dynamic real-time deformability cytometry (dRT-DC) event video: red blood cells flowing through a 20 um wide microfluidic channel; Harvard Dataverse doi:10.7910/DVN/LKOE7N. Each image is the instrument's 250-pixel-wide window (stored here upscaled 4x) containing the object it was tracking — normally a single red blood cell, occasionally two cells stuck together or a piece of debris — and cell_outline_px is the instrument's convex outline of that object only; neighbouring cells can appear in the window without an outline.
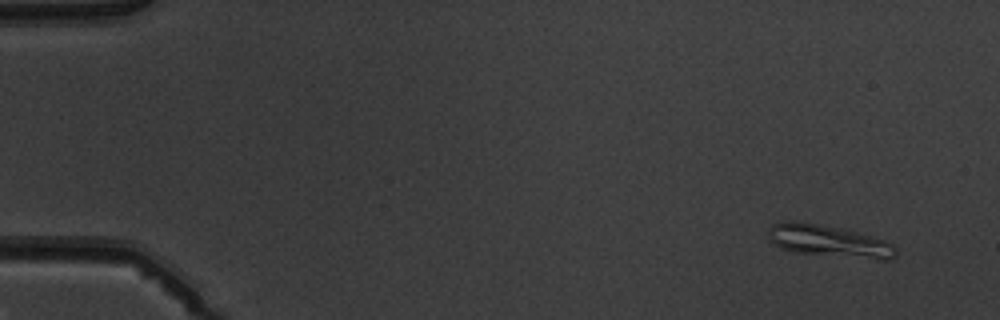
{"species": "common noctule bat (a hibernating species)", "species_latin": "Nyctalus noctula", "temperature_condition": "warm", "stored_images_in_passage": 5, "camera_frame_rate_fps": 3000, "um_per_image_px": 0.085, "animal": {"sex": "male", "body_mass_g": 19.5, "forearm_length_mm": 54.6}, "frame": {"image": 1, "passage_image": 1, "time_ms": 0.0, "image_size_px": [1000, 320], "cell_outline_px": [[896, 256], [892, 260], [880, 260], [796, 252], [780, 248], [768, 236], [768, 228], [772, 224], [784, 220], [796, 220], [840, 228], [872, 236], [884, 240], [892, 244], [896, 248]], "centroid_in_image_um": [70.46, 20.48], "position_along_channel_um": 14.5, "area_um2": 23.81}}
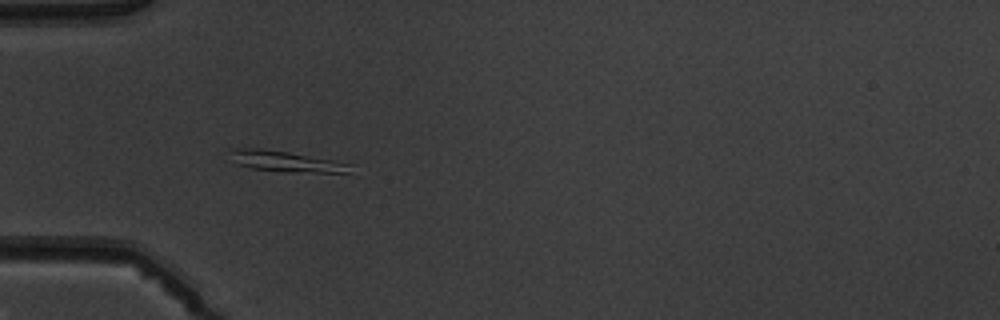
{"frame": {"image": 2, "passage_image": 4, "time_ms": 4.333, "image_size_px": [1000, 320], "cell_outline_px": [[352, 164], [348, 172], [288, 172], [252, 168], [236, 164], [228, 148], [256, 148], [288, 152], [332, 160]], "centroid_in_image_um": [24.25, 13.71], "position_along_channel_um": 60.8, "area_um2": 14.22}}
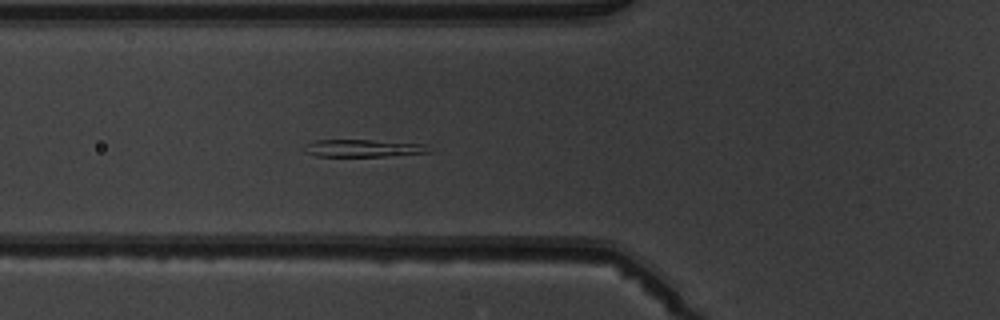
{"frame": {"image": 3, "passage_image": 5, "time_ms": 5.333, "image_size_px": [1000, 320], "cell_outline_px": [[432, 152], [388, 156], [316, 156], [304, 152], [304, 144], [316, 140], [372, 140], [424, 144]], "centroid_in_image_um": [30.82, 12.6], "position_along_channel_um": 95.0, "area_um2": 12.6}}